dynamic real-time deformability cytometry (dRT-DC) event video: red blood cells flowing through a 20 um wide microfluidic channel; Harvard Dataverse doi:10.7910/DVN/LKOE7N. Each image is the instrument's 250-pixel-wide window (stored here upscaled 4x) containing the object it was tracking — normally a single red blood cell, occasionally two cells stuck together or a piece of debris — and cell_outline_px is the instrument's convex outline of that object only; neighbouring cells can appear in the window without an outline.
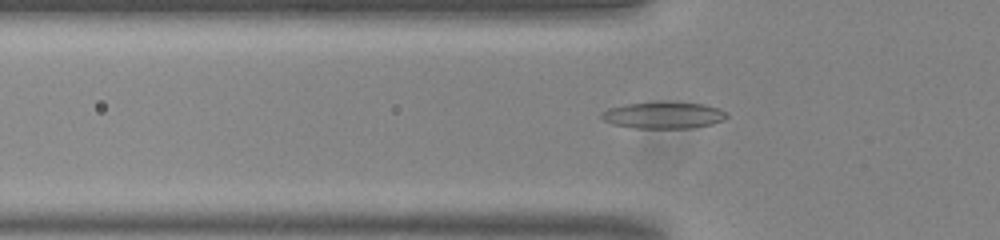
{"species": "common noctule bat (a hibernating species)", "species_latin": "Nyctalus noctula", "temperature_condition": "room temperature", "stored_images_in_passage": 46, "camera_frame_rate_fps": 3000, "um_per_image_px": 0.085, "animal": {"sex": "male", "body_mass_g": 20.0, "forearm_length_mm": 53.3}, "frame": {"image": 1, "passage_image": 10, "time_ms": 3.0, "image_size_px": [1000, 240], "cell_outline_px": [[728, 116], [724, 120], [712, 124], [692, 128], [636, 128], [612, 124], [604, 120], [600, 116], [608, 108], [624, 104], [704, 104], [720, 108], [728, 112]], "centroid_in_image_um": [56.45, 9.83], "position_along_channel_um": 69.4, "area_um2": 18.84}}
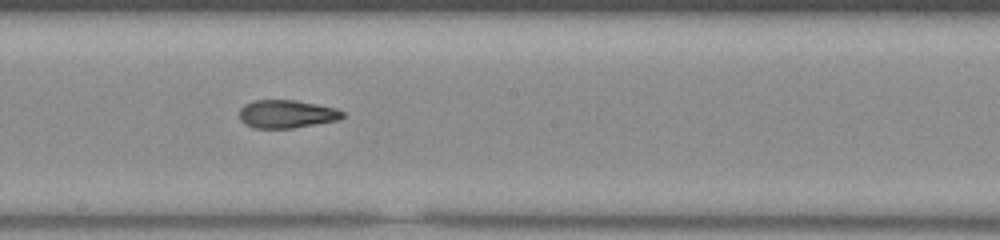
{"frame": {"image": 2, "passage_image": 22, "time_ms": 7.0, "image_size_px": [1000, 240], "cell_outline_px": [[344, 116], [340, 120], [292, 128], [252, 128], [244, 124], [240, 120], [240, 108], [244, 104], [252, 100], [296, 100], [336, 108], [344, 112]], "centroid_in_image_um": [24.35, 9.69], "position_along_channel_um": 223.9, "area_um2": 17.05}}
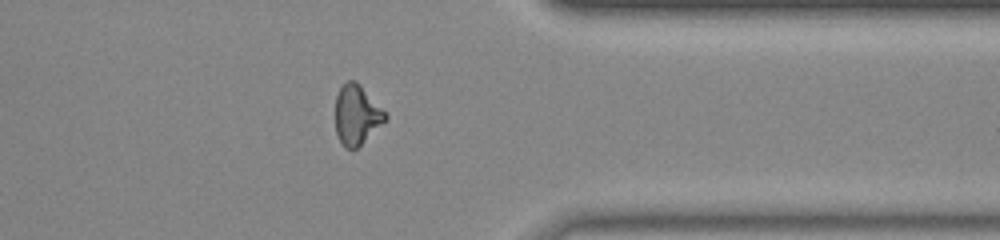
{"frame": {"image": 3, "passage_image": 35, "time_ms": 11.333, "image_size_px": [1000, 240], "cell_outline_px": [[388, 120], [356, 148], [344, 148], [336, 132], [336, 96], [340, 88], [348, 80], [356, 80], [360, 84], [388, 116]], "centroid_in_image_um": [30.33, 9.76], "position_along_channel_um": 381.1, "area_um2": 17.17}, "authors_computed_cell_mechanics": {"area_um2": 17.5712, "velocity_mm_per_s": 3.8392, "shape_relaxation_time_tau1_ms": null, "shape_relaxation_time_tau2_ms": 1.7902, "deformation_change_tau1": null, "deformation_change_tau2": 0.0937}}